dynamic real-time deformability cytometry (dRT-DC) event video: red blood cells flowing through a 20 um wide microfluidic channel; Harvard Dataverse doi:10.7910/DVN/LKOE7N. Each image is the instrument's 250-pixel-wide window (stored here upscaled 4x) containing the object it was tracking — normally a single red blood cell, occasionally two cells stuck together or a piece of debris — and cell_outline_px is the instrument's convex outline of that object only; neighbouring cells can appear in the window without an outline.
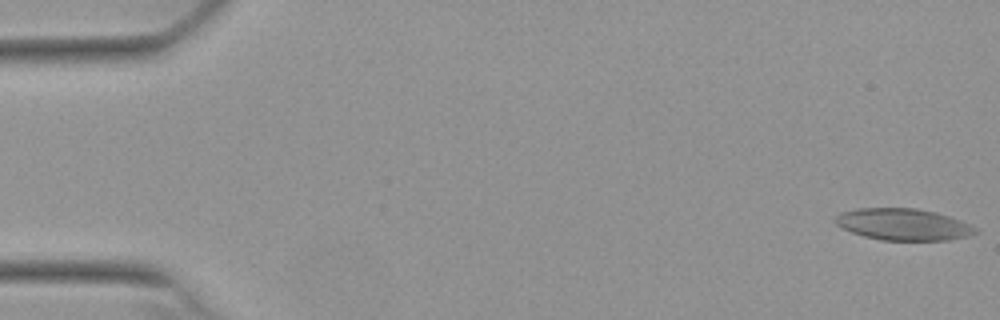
{"species": "Egyptian fruit bat (a non-hibernating species)", "species_latin": "Rousettus aegyptiacus", "temperature_condition": "warm", "stored_images_in_passage": 54, "camera_frame_rate_fps": 3000, "um_per_image_px": 0.085, "animal": {"sex": "female"}, "frame": {"image": 1, "passage_image": 1, "time_ms": 0.0, "image_size_px": [1000, 320], "cell_outline_px": [[980, 232], [968, 236], [948, 240], [880, 240], [864, 236], [852, 232], [836, 224], [836, 216], [840, 212], [856, 208], [916, 208], [936, 212], [960, 220], [976, 228]], "centroid_in_image_um": [76.79, 19.07], "position_along_channel_um": 8.2, "area_um2": 25.78}}
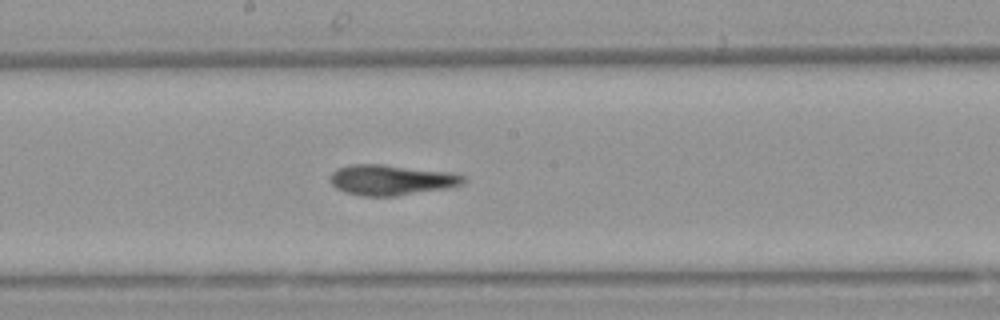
{"frame": {"image": 2, "passage_image": 29, "time_ms": 9.333, "image_size_px": [1000, 320], "cell_outline_px": [[468, 180], [464, 184], [444, 188], [396, 196], [360, 196], [344, 192], [336, 188], [328, 180], [328, 176], [336, 168], [348, 164], [384, 164], [452, 172], [464, 176]], "centroid_in_image_um": [33.21, 15.28], "position_along_channel_um": 215.0, "area_um2": 23.99}}
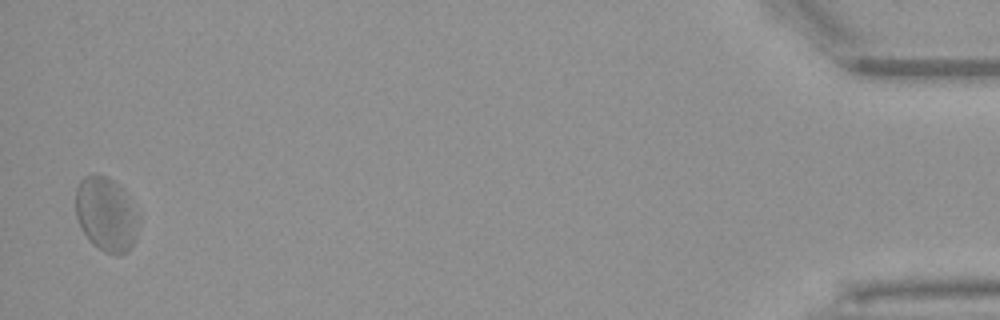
{"frame": {"image": 3, "passage_image": 53, "time_ms": 17.333, "image_size_px": [1000, 320], "cell_outline_px": [[136, 240], [124, 252], [116, 256], [104, 252], [92, 244], [88, 240], [76, 216], [76, 188], [80, 180], [84, 176], [96, 172], [108, 176], [120, 188], [132, 216], [136, 236]], "centroid_in_image_um": [8.88, 18.21], "position_along_channel_um": 426.3, "area_um2": 25.84}, "authors_computed_cell_mechanics": {"area_um2": 24.3627, "velocity_mm_per_s": 3.7721, "shape_relaxation_time_tau1_ms": null, "shape_relaxation_time_tau2_ms": 2.677, "deformation_change_tau1": null, "deformation_change_tau2": 0.1077}}